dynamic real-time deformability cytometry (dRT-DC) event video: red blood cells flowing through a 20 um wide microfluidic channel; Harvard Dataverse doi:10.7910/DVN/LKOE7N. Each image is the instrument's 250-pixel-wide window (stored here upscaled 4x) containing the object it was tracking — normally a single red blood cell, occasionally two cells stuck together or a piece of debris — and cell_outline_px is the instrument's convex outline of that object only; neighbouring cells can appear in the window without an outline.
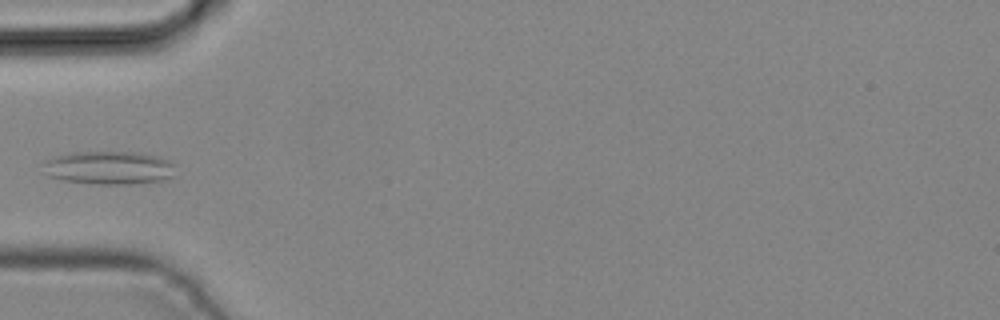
{"species": "common noctule bat (a hibernating species)", "species_latin": "Nyctalus noctula", "temperature_condition": "cold", "stored_images_in_passage": 6, "camera_frame_rate_fps": 3000, "um_per_image_px": 0.085, "animal": {"sex": "male", "body_mass_g": 19.2, "forearm_length_mm": 51.8}, "frame": {"image": 1, "passage_image": 5, "time_ms": 1.333, "image_size_px": [1000, 320], "cell_outline_px": [[176, 176], [164, 180], [132, 184], [92, 184], [64, 180], [48, 176], [44, 164], [44, 160], [56, 156], [72, 152], [132, 152], [160, 156], [168, 160], [172, 164]], "centroid_in_image_um": [9.3, 14.26], "position_along_channel_um": 75.7, "area_um2": 25.72}}